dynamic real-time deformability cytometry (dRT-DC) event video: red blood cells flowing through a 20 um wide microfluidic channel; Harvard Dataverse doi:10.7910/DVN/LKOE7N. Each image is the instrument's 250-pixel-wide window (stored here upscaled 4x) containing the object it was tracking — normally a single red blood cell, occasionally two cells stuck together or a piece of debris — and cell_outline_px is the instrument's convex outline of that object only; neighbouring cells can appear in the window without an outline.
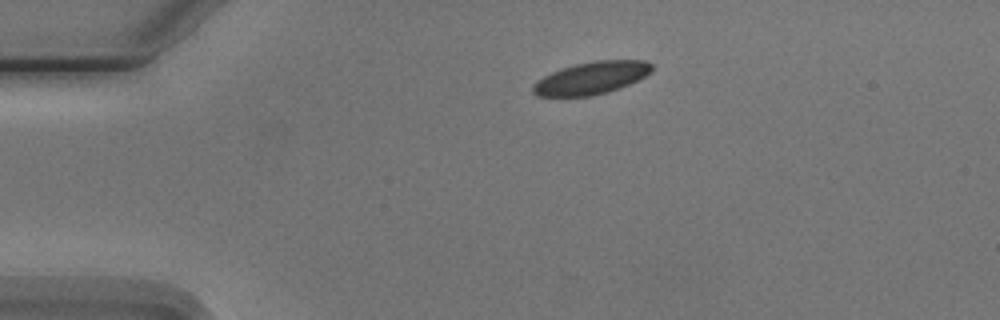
{"species": "Egyptian fruit bat (a non-hibernating species)", "species_latin": "Rousettus aegyptiacus", "temperature_condition": "cold", "stored_images_in_passage": 2, "camera_frame_rate_fps": 3000, "um_per_image_px": 0.085, "animal": {"sex": "male"}, "frame": {"image": 1, "passage_image": 1, "time_ms": 0.0, "image_size_px": [1000, 320], "cell_outline_px": [[652, 72], [628, 84], [592, 96], [536, 96], [532, 92], [532, 88], [536, 80], [560, 68], [576, 64], [596, 60], [644, 60], [652, 64]], "centroid_in_image_um": [50.23, 6.62], "position_along_channel_um": 34.8, "area_um2": 22.25}}